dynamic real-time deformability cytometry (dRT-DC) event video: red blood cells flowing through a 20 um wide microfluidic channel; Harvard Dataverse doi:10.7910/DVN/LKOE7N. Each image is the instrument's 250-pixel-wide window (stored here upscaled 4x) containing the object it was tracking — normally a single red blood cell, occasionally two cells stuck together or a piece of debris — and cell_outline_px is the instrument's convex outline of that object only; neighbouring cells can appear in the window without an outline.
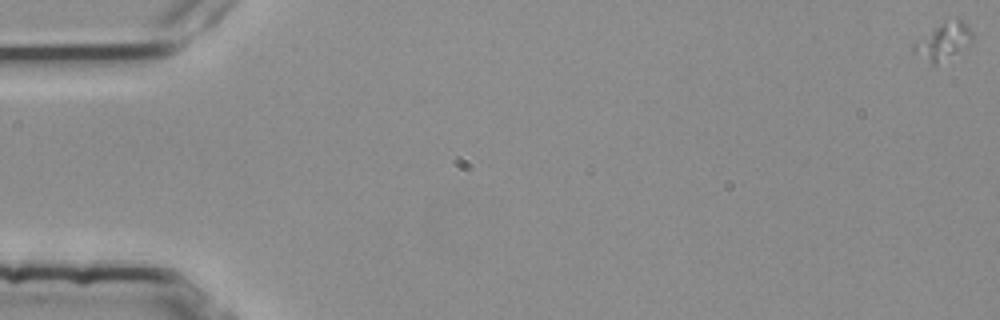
{"species": "common noctule bat (a hibernating species)", "species_latin": "Nyctalus noctula", "temperature_condition": "room temperature", "stored_images_in_passage": 34, "camera_frame_rate_fps": 3000, "um_per_image_px": 0.085, "animal": {"sex": "female", "body_mass_g": 25.1}, "frame": {"image": 1, "passage_image": 1, "time_ms": 0.0, "image_size_px": [1000, 320], "cell_outline_px": [[972, 40], [956, 52], [936, 64], [932, 64], [912, 52], [912, 44], [940, 24], [956, 20], [960, 20], [968, 24], [972, 32]], "centroid_in_image_um": [80.15, 3.52], "position_along_channel_um": 4.9, "area_um2": 11.85}}